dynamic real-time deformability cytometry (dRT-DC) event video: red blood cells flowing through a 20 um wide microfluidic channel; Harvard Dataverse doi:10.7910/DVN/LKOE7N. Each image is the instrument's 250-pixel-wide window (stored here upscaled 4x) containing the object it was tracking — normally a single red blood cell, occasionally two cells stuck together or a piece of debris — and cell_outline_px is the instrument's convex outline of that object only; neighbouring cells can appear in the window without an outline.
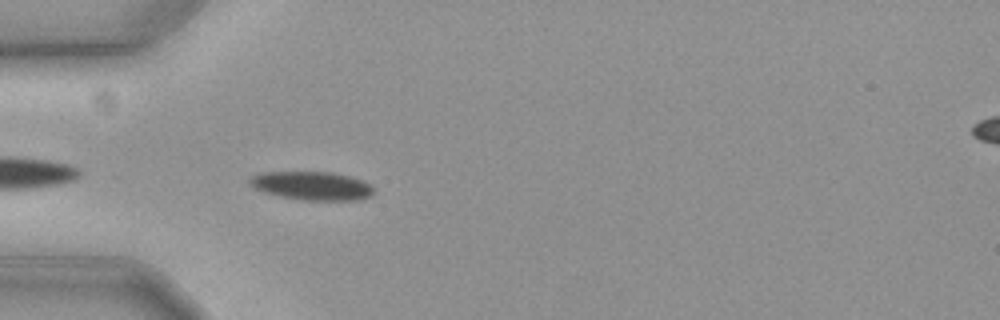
{"species": "common noctule bat (a hibernating species)", "species_latin": "Nyctalus noctula", "temperature_condition": "cold", "stored_images_in_passage": 43, "camera_frame_rate_fps": 3000, "um_per_image_px": 0.085, "animal": {"sex": "female", "body_mass_g": 19.3, "forearm_length_mm": 54.1}, "frame": {"image": 1, "passage_image": 3, "time_ms": 0.667, "image_size_px": [1000, 320], "cell_outline_px": [[372, 196], [356, 200], [304, 200], [280, 196], [264, 192], [248, 184], [248, 180], [252, 176], [260, 172], [332, 172], [348, 176], [360, 180], [368, 184], [372, 188]], "centroid_in_image_um": [26.47, 15.79], "position_along_channel_um": 58.5, "area_um2": 20.4}}
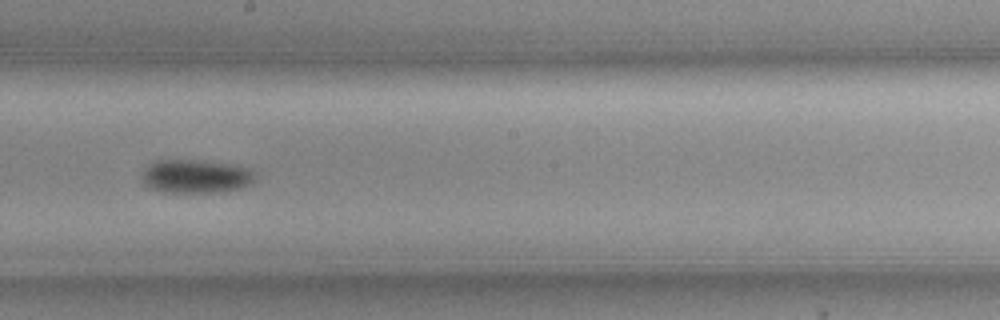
{"frame": {"image": 2, "passage_image": 18, "time_ms": 5.667, "image_size_px": [1000, 320], "cell_outline_px": [[256, 180], [252, 184], [240, 188], [212, 192], [160, 192], [144, 184], [140, 180], [140, 176], [144, 168], [156, 160], [200, 160], [240, 164], [256, 172]], "centroid_in_image_um": [16.67, 14.97], "position_along_channel_um": 231.5, "area_um2": 22.66}}
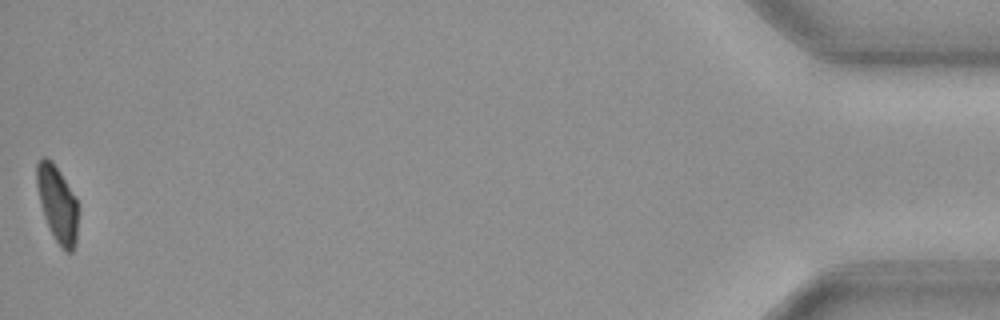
{"frame": {"image": 3, "passage_image": 43, "time_ms": 14.0, "image_size_px": [1000, 320], "cell_outline_px": [[76, 244], [72, 252], [64, 252], [60, 248], [44, 216], [40, 204], [36, 184], [36, 164], [44, 156], [52, 160], [60, 172], [76, 200]], "centroid_in_image_um": [4.84, 17.32], "position_along_channel_um": 430.4, "area_um2": 17.98}, "authors_computed_cell_mechanics": {"area_um2": 20.6924, "velocity_mm_per_s": 3.5846, "shape_relaxation_time_tau1_ms": 4.4049, "shape_relaxation_time_tau2_ms": null, "deformation_change_tau1": 0.0879, "deformation_change_tau2": null}}